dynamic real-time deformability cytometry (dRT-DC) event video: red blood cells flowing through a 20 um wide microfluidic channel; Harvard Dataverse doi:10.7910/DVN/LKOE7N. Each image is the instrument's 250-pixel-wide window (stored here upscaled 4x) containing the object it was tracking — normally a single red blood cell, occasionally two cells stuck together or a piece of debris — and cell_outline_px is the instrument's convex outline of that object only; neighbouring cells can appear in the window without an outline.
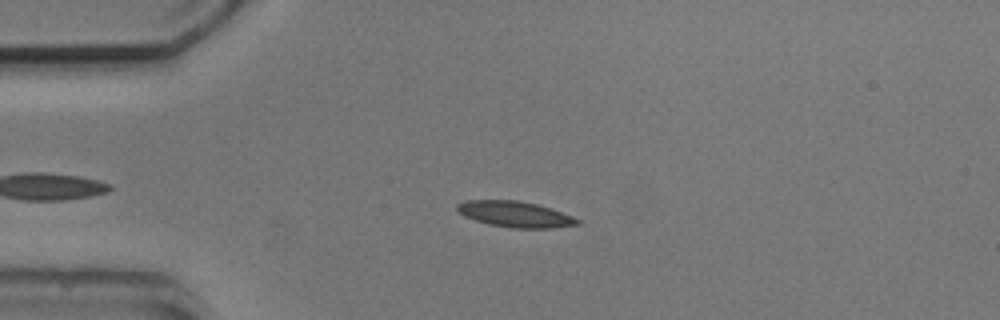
{"species": "common noctule bat (a hibernating species)", "species_latin": "Nyctalus noctula", "temperature_condition": "cold", "stored_images_in_passage": 3, "camera_frame_rate_fps": 3000, "um_per_image_px": 0.085, "animal": {"sex": "male", "body_mass_g": 20.5, "forearm_length_mm": 52.5}, "frame": {"image": 1, "passage_image": 2, "time_ms": 2.0, "image_size_px": [1000, 320], "cell_outline_px": [[580, 224], [552, 228], [512, 228], [488, 224], [464, 216], [456, 212], [456, 204], [464, 200], [520, 200], [536, 204], [572, 216], [580, 220]], "centroid_in_image_um": [43.73, 18.2], "position_along_channel_um": 41.3, "area_um2": 18.15}}